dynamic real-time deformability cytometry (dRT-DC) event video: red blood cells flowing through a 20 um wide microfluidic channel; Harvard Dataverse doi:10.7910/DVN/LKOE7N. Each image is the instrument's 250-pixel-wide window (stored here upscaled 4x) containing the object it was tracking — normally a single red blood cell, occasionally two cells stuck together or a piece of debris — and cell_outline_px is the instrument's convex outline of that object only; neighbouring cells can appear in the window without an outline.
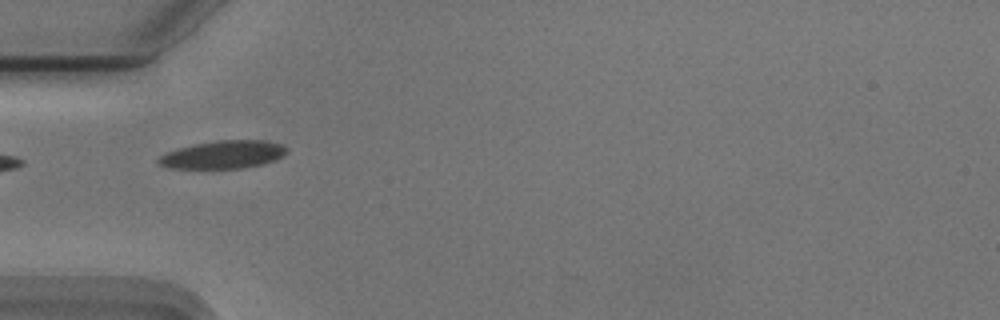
{"species": "Egyptian fruit bat (a non-hibernating species)", "species_latin": "Rousettus aegyptiacus", "temperature_condition": "cold", "stored_images_in_passage": 39, "camera_frame_rate_fps": 3000, "um_per_image_px": 0.085, "animal": {"sex": "male"}, "frame": {"image": 1, "passage_image": 1, "time_ms": 0.0, "image_size_px": [1000, 320], "cell_outline_px": [[288, 148], [276, 160], [244, 168], [168, 168], [160, 164], [156, 160], [160, 156], [168, 152], [180, 148], [196, 144], [220, 140], [264, 140], [280, 144]], "centroid_in_image_um": [18.97, 13.14], "position_along_channel_um": 66.0, "area_um2": 20.46}}
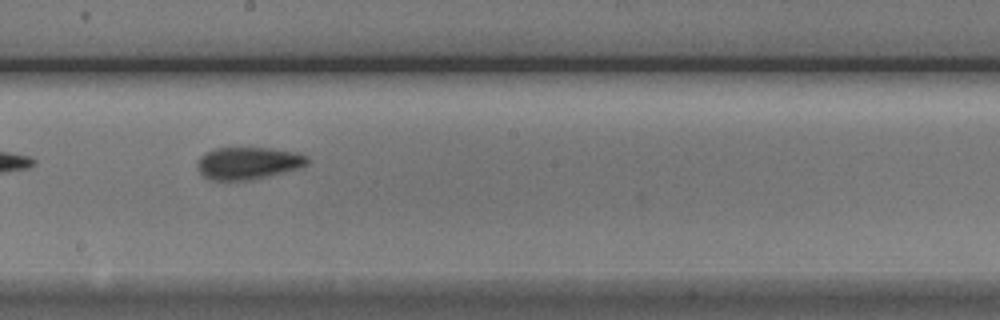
{"frame": {"image": 2, "passage_image": 14, "time_ms": 4.333, "image_size_px": [1000, 320], "cell_outline_px": [[308, 164], [300, 168], [252, 180], [212, 180], [204, 176], [200, 172], [196, 164], [200, 156], [204, 152], [216, 148], [268, 148], [296, 152], [308, 156]], "centroid_in_image_um": [21.09, 13.86], "position_along_channel_um": 227.1, "area_um2": 20.75}}
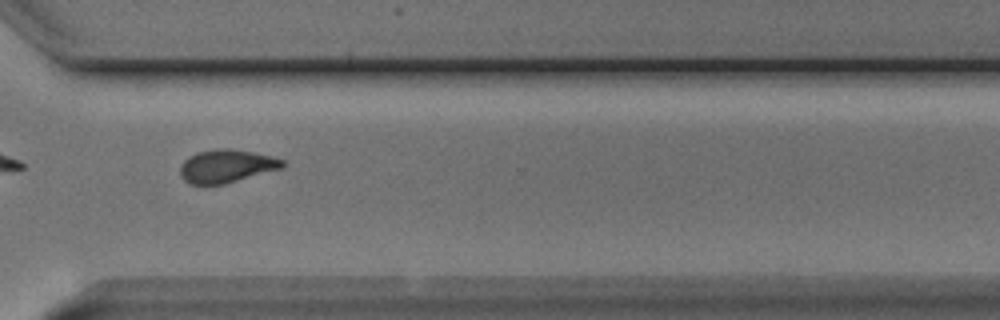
{"frame": {"image": 3, "passage_image": 24, "time_ms": 7.667, "image_size_px": [1000, 320], "cell_outline_px": [[288, 164], [284, 168], [224, 184], [188, 184], [180, 176], [180, 168], [184, 160], [188, 156], [196, 152], [216, 148], [232, 148], [256, 152], [272, 156], [284, 160]], "centroid_in_image_um": [19.29, 14.1], "position_along_channel_um": 351.3, "area_um2": 20.17}, "authors_computed_cell_mechanics": {"area_um2": 19.9988, "velocity_mm_per_s": 3.7326, "shape_relaxation_time_tau1_ms": 6.2826, "shape_relaxation_time_tau2_ms": 2.2688, "deformation_change_tau1": 0.157, "deformation_change_tau2": 0.0922}}